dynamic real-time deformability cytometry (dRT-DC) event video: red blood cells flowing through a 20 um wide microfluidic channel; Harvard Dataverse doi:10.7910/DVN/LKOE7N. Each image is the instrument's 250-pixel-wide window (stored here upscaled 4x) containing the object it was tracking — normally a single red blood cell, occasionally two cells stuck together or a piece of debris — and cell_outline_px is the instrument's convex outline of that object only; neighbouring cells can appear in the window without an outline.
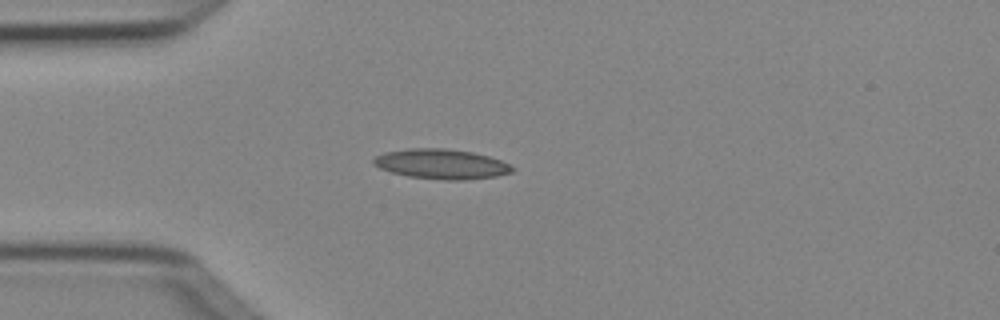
{"species": "Egyptian fruit bat (a non-hibernating species)", "species_latin": "Rousettus aegyptiacus", "temperature_condition": "cold", "stored_images_in_passage": 4, "camera_frame_rate_fps": 3000, "um_per_image_px": 0.085, "animal": {"sex": "female"}, "frame": {"image": 1, "passage_image": 4, "time_ms": 1.0, "image_size_px": [1000, 320], "cell_outline_px": [[516, 168], [512, 172], [496, 176], [464, 180], [444, 180], [408, 176], [392, 172], [380, 168], [372, 164], [372, 160], [376, 156], [384, 152], [408, 148], [444, 148], [472, 152], [488, 156], [500, 160]], "centroid_in_image_um": [37.5, 13.94], "position_along_channel_um": 47.5, "area_um2": 24.16}}